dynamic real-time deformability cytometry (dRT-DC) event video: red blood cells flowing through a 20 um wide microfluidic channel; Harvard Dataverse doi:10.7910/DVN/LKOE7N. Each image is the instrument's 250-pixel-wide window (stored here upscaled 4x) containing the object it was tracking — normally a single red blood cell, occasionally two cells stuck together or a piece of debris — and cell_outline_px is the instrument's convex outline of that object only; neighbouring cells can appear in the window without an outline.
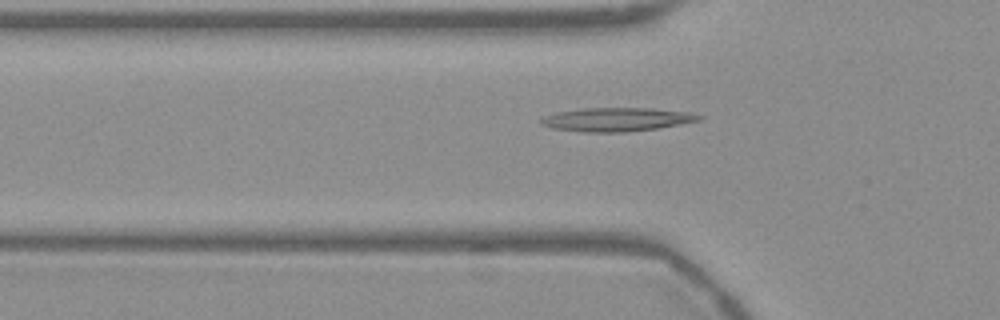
{"species": "Egyptian fruit bat (a non-hibernating species)", "species_latin": "Rousettus aegyptiacus", "temperature_condition": "warm", "stored_images_in_passage": 40, "camera_frame_rate_fps": 3000, "um_per_image_px": 0.085, "frame": {"image": 1, "passage_image": 4, "time_ms": 1.0, "image_size_px": [1000, 320], "cell_outline_px": [[704, 116], [700, 120], [680, 124], [656, 128], [624, 132], [584, 132], [552, 128], [540, 124], [540, 120], [544, 116], [556, 112], [584, 108], [652, 108], [692, 112]], "centroid_in_image_um": [52.43, 10.15], "position_along_channel_um": 73.4, "area_um2": 21.79}}
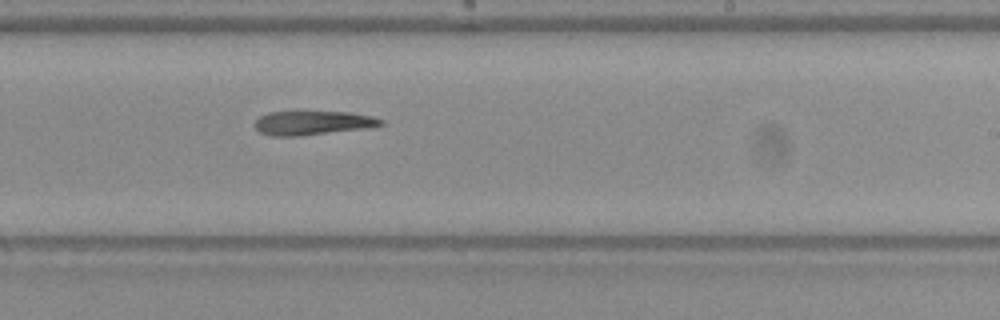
{"frame": {"image": 2, "passage_image": 19, "time_ms": 6.0, "image_size_px": [1000, 320], "cell_outline_px": [[384, 124], [360, 128], [300, 136], [272, 136], [260, 132], [252, 124], [260, 116], [268, 112], [296, 108], [300, 108], [348, 112], [372, 116], [384, 120]], "centroid_in_image_um": [26.46, 10.37], "position_along_channel_um": 262.5, "area_um2": 18.55}}
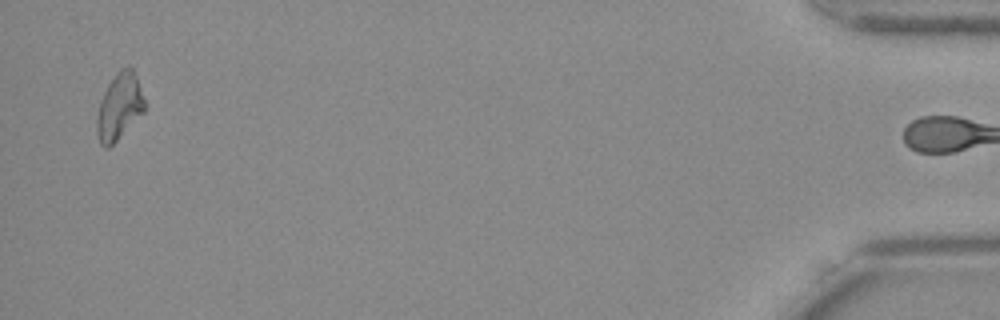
{"frame": {"image": 3, "passage_image": 39, "time_ms": 12.667, "image_size_px": [1000, 320], "cell_outline_px": [[144, 112], [108, 148], [104, 148], [100, 144], [96, 132], [96, 116], [100, 100], [108, 84], [116, 72], [120, 68], [128, 64], [132, 68], [136, 76], [144, 100]], "centroid_in_image_um": [10.11, 9.04], "position_along_channel_um": 425.1, "area_um2": 18.44}}